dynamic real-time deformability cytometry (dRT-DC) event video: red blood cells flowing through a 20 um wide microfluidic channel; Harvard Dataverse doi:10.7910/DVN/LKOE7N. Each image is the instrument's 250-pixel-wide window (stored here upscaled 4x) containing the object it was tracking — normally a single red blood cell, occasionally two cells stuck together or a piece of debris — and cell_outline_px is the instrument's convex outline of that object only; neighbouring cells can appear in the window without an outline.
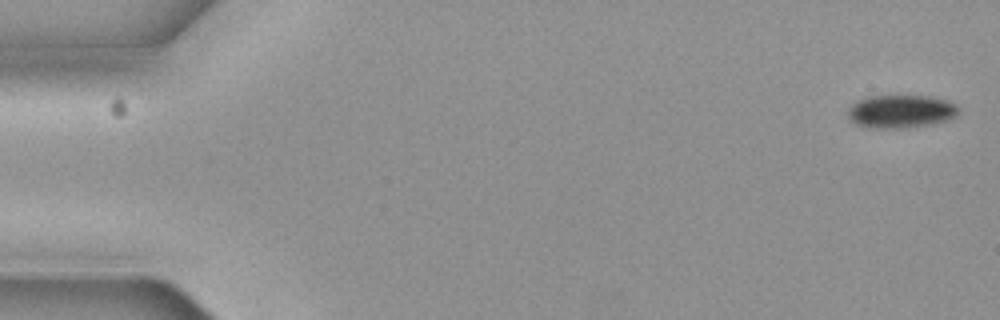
{"species": "common noctule bat (a hibernating species)", "species_latin": "Nyctalus noctula", "temperature_condition": "cold", "stored_images_in_passage": 5, "camera_frame_rate_fps": 3000, "um_per_image_px": 0.085, "animal": {"sex": "female", "body_mass_g": 19.3, "forearm_length_mm": 54.1}, "frame": {"image": 1, "passage_image": 1, "time_ms": 0.0, "image_size_px": [1000, 320], "cell_outline_px": [[960, 108], [956, 116], [948, 120], [932, 124], [900, 128], [868, 128], [856, 124], [848, 120], [848, 108], [856, 100], [868, 96], [928, 96], [948, 100], [956, 104]], "centroid_in_image_um": [76.56, 9.47], "position_along_channel_um": 8.4, "area_um2": 21.62}}
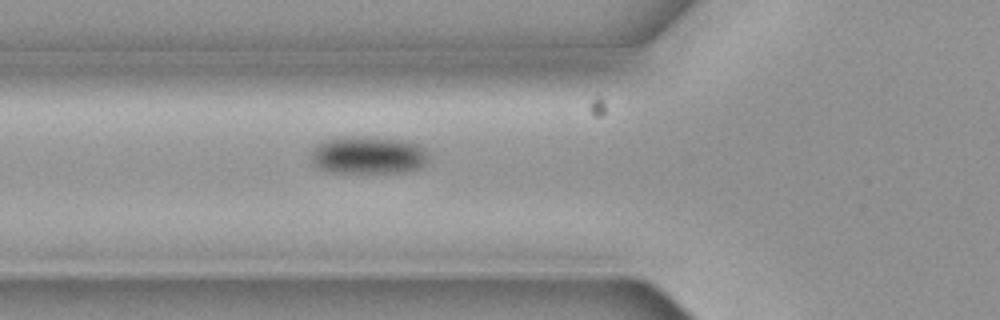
{"frame": {"image": 2, "passage_image": 5, "time_ms": 1.333, "image_size_px": [1000, 320], "cell_outline_px": [[428, 160], [420, 168], [400, 172], [332, 172], [320, 168], [312, 160], [312, 152], [320, 144], [328, 140], [344, 136], [372, 136], [400, 140], [416, 144], [424, 152]], "centroid_in_image_um": [31.3, 13.18], "position_along_channel_um": 94.5, "area_um2": 25.14}}